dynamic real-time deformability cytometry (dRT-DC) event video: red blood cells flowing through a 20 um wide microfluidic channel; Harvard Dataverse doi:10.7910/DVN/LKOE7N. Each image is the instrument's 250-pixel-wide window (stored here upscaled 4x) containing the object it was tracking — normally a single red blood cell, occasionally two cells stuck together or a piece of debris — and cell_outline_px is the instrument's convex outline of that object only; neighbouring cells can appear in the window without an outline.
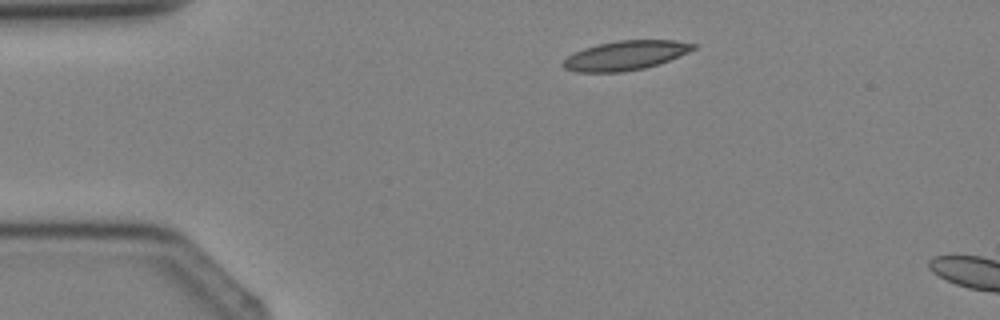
{"species": "Egyptian fruit bat (a non-hibernating species)", "species_latin": "Rousettus aegyptiacus", "temperature_condition": "cold", "stored_images_in_passage": 2, "camera_frame_rate_fps": 3000, "um_per_image_px": 0.085, "animal": {"sex": "female"}, "frame": {"image": 1, "passage_image": 1, "time_ms": 0.0, "image_size_px": [1000, 320], "cell_outline_px": [[696, 48], [688, 52], [668, 60], [644, 68], [620, 72], [576, 72], [564, 68], [560, 64], [568, 56], [584, 48], [596, 44], [620, 40], [676, 40], [696, 44]], "centroid_in_image_um": [53.14, 4.71], "position_along_channel_um": 31.9, "area_um2": 22.08}}